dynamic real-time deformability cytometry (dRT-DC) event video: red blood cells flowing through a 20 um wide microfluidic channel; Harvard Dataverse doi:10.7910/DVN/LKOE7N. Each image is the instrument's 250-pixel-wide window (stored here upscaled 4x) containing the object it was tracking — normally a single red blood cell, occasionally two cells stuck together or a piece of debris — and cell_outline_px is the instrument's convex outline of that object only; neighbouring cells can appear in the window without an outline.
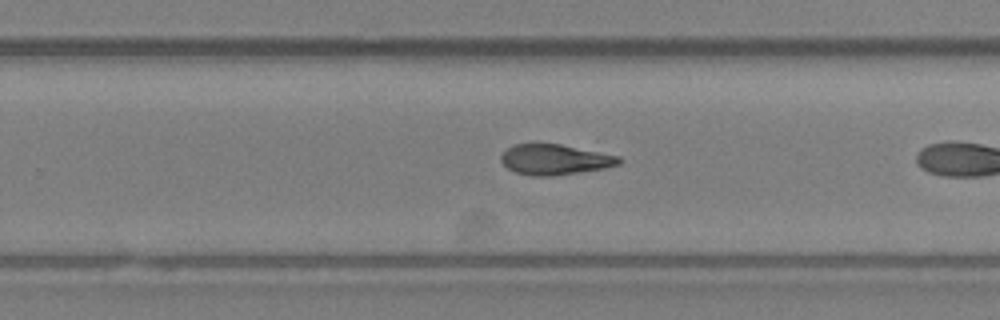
{"species": "Egyptian fruit bat (a non-hibernating species)", "species_latin": "Rousettus aegyptiacus", "temperature_condition": "room temperature", "stored_images_in_passage": 22, "camera_frame_rate_fps": 3000, "um_per_image_px": 0.085, "animal": {"sex": "female"}, "frame": {"image": 1, "passage_image": 16, "time_ms": 5.0, "image_size_px": [1000, 320], "cell_outline_px": [[620, 164], [604, 168], [552, 176], [532, 176], [516, 172], [508, 168], [500, 160], [500, 156], [512, 144], [560, 144], [620, 156]], "centroid_in_image_um": [47.14, 13.56], "position_along_channel_um": 282.7, "area_um2": 20.69}}